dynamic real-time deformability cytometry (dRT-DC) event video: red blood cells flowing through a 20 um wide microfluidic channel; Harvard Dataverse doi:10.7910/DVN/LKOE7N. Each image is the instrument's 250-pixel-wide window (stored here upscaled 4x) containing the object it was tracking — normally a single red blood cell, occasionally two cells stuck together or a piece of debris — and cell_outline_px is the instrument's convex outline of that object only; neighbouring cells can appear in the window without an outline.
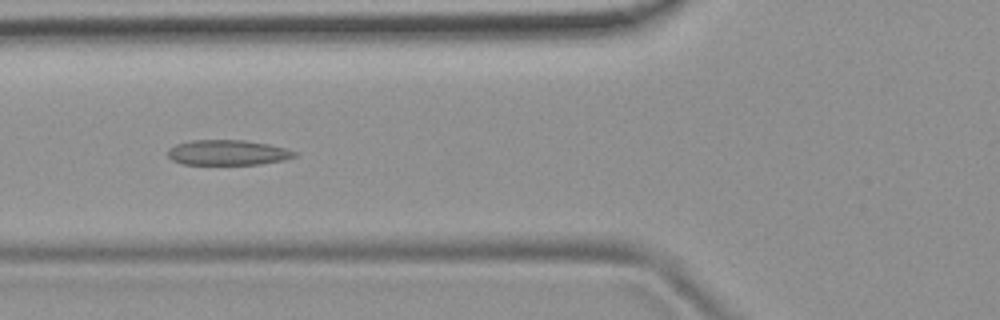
{"species": "common noctule bat (a hibernating species)", "species_latin": "Nyctalus noctula", "temperature_condition": "room temperature", "stored_images_in_passage": 7, "camera_frame_rate_fps": 3000, "um_per_image_px": 0.085, "animal": {"sex": "female", "body_mass_g": 19.9}, "frame": {"image": 1, "passage_image": 5, "time_ms": 6.0, "image_size_px": [1000, 320], "cell_outline_px": [[296, 156], [284, 160], [260, 164], [180, 164], [172, 160], [168, 156], [168, 148], [176, 144], [192, 140], [244, 140], [268, 144], [284, 148], [296, 152]], "centroid_in_image_um": [19.32, 12.97], "position_along_channel_um": 106.5, "area_um2": 18.55}}
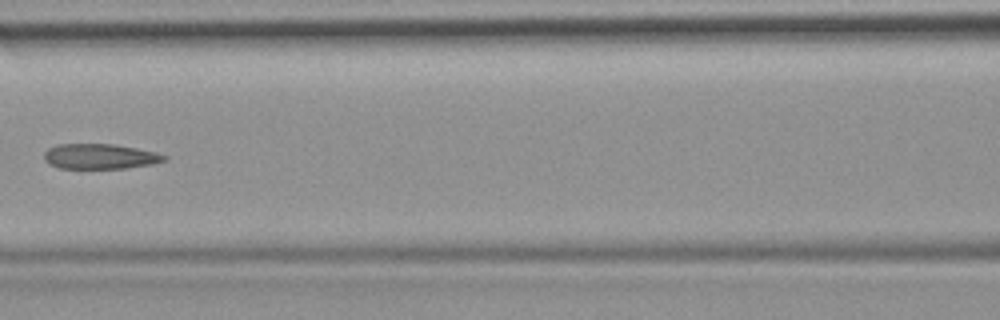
{"frame": {"image": 2, "passage_image": 6, "time_ms": 7.333, "image_size_px": [1000, 320], "cell_outline_px": [[168, 160], [152, 164], [124, 168], [60, 168], [48, 164], [44, 160], [44, 152], [48, 148], [56, 144], [112, 144], [136, 148], [156, 152], [168, 156]], "centroid_in_image_um": [8.49, 13.29], "position_along_channel_um": 158.1, "area_um2": 17.69}}
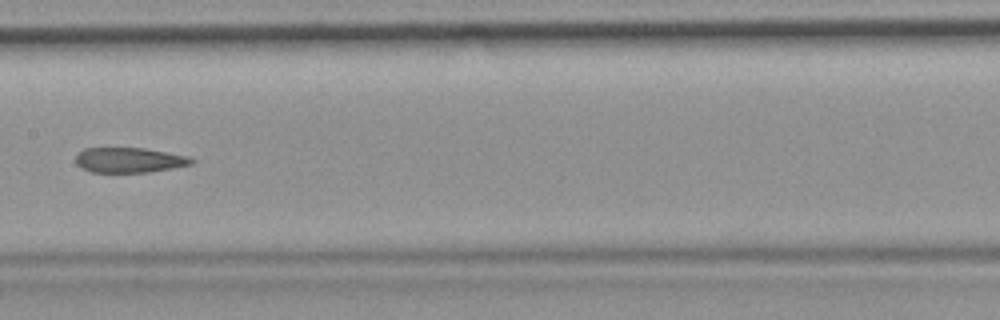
{"frame": {"image": 3, "passage_image": 7, "time_ms": 8.333, "image_size_px": [1000, 320], "cell_outline_px": [[196, 160], [192, 164], [172, 168], [148, 172], [92, 172], [80, 168], [76, 164], [76, 152], [84, 148], [144, 148], [188, 156]], "centroid_in_image_um": [10.95, 13.6], "position_along_channel_um": 196.4, "area_um2": 16.99}}